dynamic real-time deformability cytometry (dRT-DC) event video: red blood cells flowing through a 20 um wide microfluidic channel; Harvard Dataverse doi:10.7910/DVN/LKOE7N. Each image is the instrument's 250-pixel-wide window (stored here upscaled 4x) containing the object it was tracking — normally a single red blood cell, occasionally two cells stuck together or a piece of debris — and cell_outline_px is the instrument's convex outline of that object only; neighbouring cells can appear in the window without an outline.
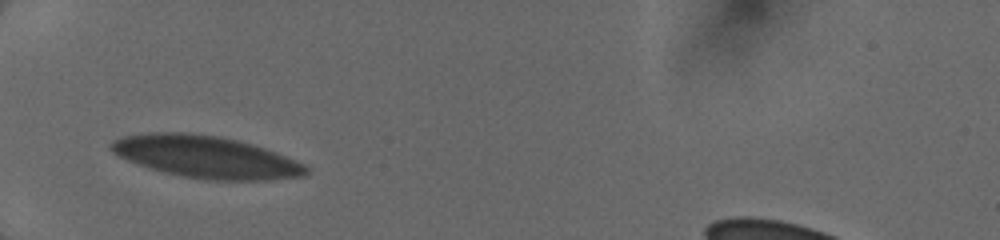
{"species": "human", "species_latin": "Homo sapiens", "temperature_condition": "cold", "stored_images_in_passage": 40, "camera_frame_rate_fps": 3000, "um_per_image_px": 0.085, "donor": {"sex": "female"}, "frame": {"image": 1, "passage_image": 1, "time_ms": 0.0, "image_size_px": [1000, 240], "cell_outline_px": [[312, 168], [304, 176], [268, 180], [208, 180], [184, 176], [164, 172], [128, 160], [112, 152], [108, 148], [108, 144], [112, 140], [124, 136], [148, 132], [188, 132], [220, 136], [252, 144], [276, 152], [296, 160]], "centroid_in_image_um": [17.52, 13.33], "position_along_channel_um": 67.5, "area_um2": 47.86}}
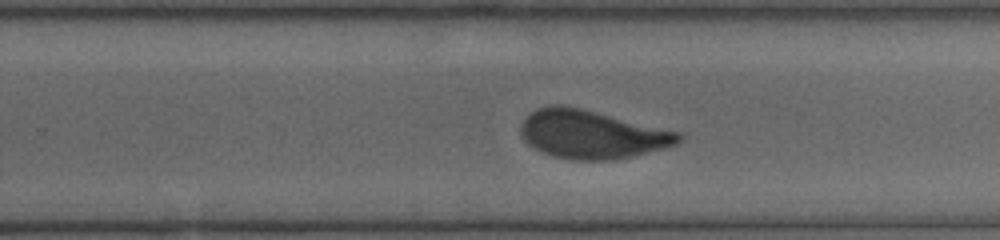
{"frame": {"image": 2, "passage_image": 30, "time_ms": 5.333, "image_size_px": [1000, 240], "cell_outline_px": [[684, 140], [676, 144], [664, 148], [612, 160], [572, 160], [552, 156], [528, 144], [524, 140], [520, 132], [520, 128], [524, 120], [536, 108], [552, 104], [564, 104], [680, 132], [684, 136]], "centroid_in_image_um": [50.3, 11.41], "position_along_channel_um": 279.5, "area_um2": 44.33}}
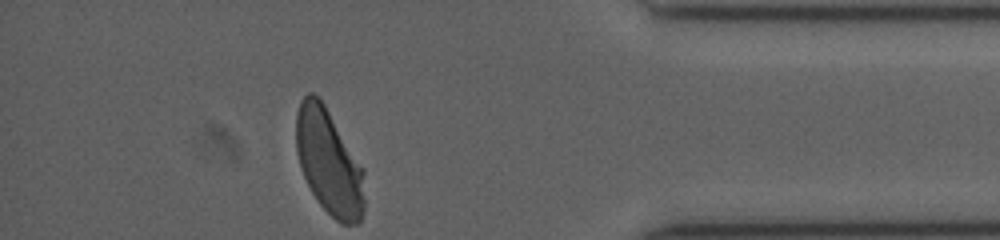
{"frame": {"image": 3, "passage_image": 40, "time_ms": 9.0, "image_size_px": [1000, 240], "cell_outline_px": [[364, 212], [360, 220], [356, 224], [340, 224], [320, 204], [312, 192], [300, 168], [296, 152], [296, 112], [300, 100], [308, 92], [312, 92], [324, 104], [364, 168]], "centroid_in_image_um": [27.96, 13.77], "position_along_channel_um": 407.2, "area_um2": 42.08}}